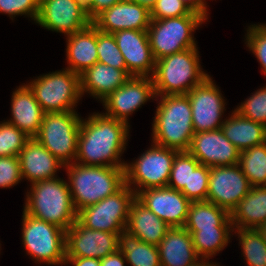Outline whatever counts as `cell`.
I'll return each instance as SVG.
<instances>
[{"instance_id": "cell-1", "label": "cell", "mask_w": 266, "mask_h": 266, "mask_svg": "<svg viewBox=\"0 0 266 266\" xmlns=\"http://www.w3.org/2000/svg\"><path fill=\"white\" fill-rule=\"evenodd\" d=\"M129 127L99 112L82 119L75 162L84 166L125 167L120 157L127 145Z\"/></svg>"}, {"instance_id": "cell-2", "label": "cell", "mask_w": 266, "mask_h": 266, "mask_svg": "<svg viewBox=\"0 0 266 266\" xmlns=\"http://www.w3.org/2000/svg\"><path fill=\"white\" fill-rule=\"evenodd\" d=\"M156 107L152 143L177 151H188L194 135L192 108L187 94L164 95Z\"/></svg>"}, {"instance_id": "cell-3", "label": "cell", "mask_w": 266, "mask_h": 266, "mask_svg": "<svg viewBox=\"0 0 266 266\" xmlns=\"http://www.w3.org/2000/svg\"><path fill=\"white\" fill-rule=\"evenodd\" d=\"M77 213L117 192L125 184V167L65 165Z\"/></svg>"}, {"instance_id": "cell-4", "label": "cell", "mask_w": 266, "mask_h": 266, "mask_svg": "<svg viewBox=\"0 0 266 266\" xmlns=\"http://www.w3.org/2000/svg\"><path fill=\"white\" fill-rule=\"evenodd\" d=\"M24 211L67 231L77 220L68 182L61 178L31 184Z\"/></svg>"}, {"instance_id": "cell-5", "label": "cell", "mask_w": 266, "mask_h": 266, "mask_svg": "<svg viewBox=\"0 0 266 266\" xmlns=\"http://www.w3.org/2000/svg\"><path fill=\"white\" fill-rule=\"evenodd\" d=\"M209 75L200 64L198 48H188L156 61L152 76L156 96L187 94Z\"/></svg>"}, {"instance_id": "cell-6", "label": "cell", "mask_w": 266, "mask_h": 266, "mask_svg": "<svg viewBox=\"0 0 266 266\" xmlns=\"http://www.w3.org/2000/svg\"><path fill=\"white\" fill-rule=\"evenodd\" d=\"M205 21L192 11L181 17L151 19L147 34L155 61L188 48H197L193 32Z\"/></svg>"}, {"instance_id": "cell-7", "label": "cell", "mask_w": 266, "mask_h": 266, "mask_svg": "<svg viewBox=\"0 0 266 266\" xmlns=\"http://www.w3.org/2000/svg\"><path fill=\"white\" fill-rule=\"evenodd\" d=\"M22 244L35 263L66 265V231L23 210Z\"/></svg>"}, {"instance_id": "cell-8", "label": "cell", "mask_w": 266, "mask_h": 266, "mask_svg": "<svg viewBox=\"0 0 266 266\" xmlns=\"http://www.w3.org/2000/svg\"><path fill=\"white\" fill-rule=\"evenodd\" d=\"M27 85L44 113L75 111L82 97L80 75L66 68L43 74Z\"/></svg>"}, {"instance_id": "cell-9", "label": "cell", "mask_w": 266, "mask_h": 266, "mask_svg": "<svg viewBox=\"0 0 266 266\" xmlns=\"http://www.w3.org/2000/svg\"><path fill=\"white\" fill-rule=\"evenodd\" d=\"M81 120L75 111L45 113L35 139L63 164L74 163Z\"/></svg>"}, {"instance_id": "cell-10", "label": "cell", "mask_w": 266, "mask_h": 266, "mask_svg": "<svg viewBox=\"0 0 266 266\" xmlns=\"http://www.w3.org/2000/svg\"><path fill=\"white\" fill-rule=\"evenodd\" d=\"M178 152L153 143L151 148L134 162L130 164L126 162L125 183L136 195L148 188L167 187L173 161Z\"/></svg>"}, {"instance_id": "cell-11", "label": "cell", "mask_w": 266, "mask_h": 266, "mask_svg": "<svg viewBox=\"0 0 266 266\" xmlns=\"http://www.w3.org/2000/svg\"><path fill=\"white\" fill-rule=\"evenodd\" d=\"M136 193L125 183L117 192L77 213L86 228L120 234L126 229L130 206Z\"/></svg>"}, {"instance_id": "cell-12", "label": "cell", "mask_w": 266, "mask_h": 266, "mask_svg": "<svg viewBox=\"0 0 266 266\" xmlns=\"http://www.w3.org/2000/svg\"><path fill=\"white\" fill-rule=\"evenodd\" d=\"M195 133L220 129L225 120V100L210 75L187 93Z\"/></svg>"}, {"instance_id": "cell-13", "label": "cell", "mask_w": 266, "mask_h": 266, "mask_svg": "<svg viewBox=\"0 0 266 266\" xmlns=\"http://www.w3.org/2000/svg\"><path fill=\"white\" fill-rule=\"evenodd\" d=\"M251 187L239 164L210 167L207 201L231 213Z\"/></svg>"}, {"instance_id": "cell-14", "label": "cell", "mask_w": 266, "mask_h": 266, "mask_svg": "<svg viewBox=\"0 0 266 266\" xmlns=\"http://www.w3.org/2000/svg\"><path fill=\"white\" fill-rule=\"evenodd\" d=\"M154 97L156 94L152 77L131 76L121 87L101 101L106 110L103 114L129 124V115Z\"/></svg>"}, {"instance_id": "cell-15", "label": "cell", "mask_w": 266, "mask_h": 266, "mask_svg": "<svg viewBox=\"0 0 266 266\" xmlns=\"http://www.w3.org/2000/svg\"><path fill=\"white\" fill-rule=\"evenodd\" d=\"M119 234L91 230L78 220L66 231V257L102 259L118 250Z\"/></svg>"}, {"instance_id": "cell-16", "label": "cell", "mask_w": 266, "mask_h": 266, "mask_svg": "<svg viewBox=\"0 0 266 266\" xmlns=\"http://www.w3.org/2000/svg\"><path fill=\"white\" fill-rule=\"evenodd\" d=\"M188 152L207 167L230 166L239 163L240 150L220 129L194 133Z\"/></svg>"}, {"instance_id": "cell-17", "label": "cell", "mask_w": 266, "mask_h": 266, "mask_svg": "<svg viewBox=\"0 0 266 266\" xmlns=\"http://www.w3.org/2000/svg\"><path fill=\"white\" fill-rule=\"evenodd\" d=\"M136 198L170 227H184L190 201L176 189L169 187L148 188Z\"/></svg>"}, {"instance_id": "cell-18", "label": "cell", "mask_w": 266, "mask_h": 266, "mask_svg": "<svg viewBox=\"0 0 266 266\" xmlns=\"http://www.w3.org/2000/svg\"><path fill=\"white\" fill-rule=\"evenodd\" d=\"M35 23L68 36L83 30L92 22L74 0H40L39 15Z\"/></svg>"}, {"instance_id": "cell-19", "label": "cell", "mask_w": 266, "mask_h": 266, "mask_svg": "<svg viewBox=\"0 0 266 266\" xmlns=\"http://www.w3.org/2000/svg\"><path fill=\"white\" fill-rule=\"evenodd\" d=\"M117 46L131 76L152 77L156 61L153 57L147 30H120L113 33Z\"/></svg>"}, {"instance_id": "cell-20", "label": "cell", "mask_w": 266, "mask_h": 266, "mask_svg": "<svg viewBox=\"0 0 266 266\" xmlns=\"http://www.w3.org/2000/svg\"><path fill=\"white\" fill-rule=\"evenodd\" d=\"M150 20V11L146 7L123 0L103 10L92 21V24L102 32L113 34L126 29L147 30Z\"/></svg>"}, {"instance_id": "cell-21", "label": "cell", "mask_w": 266, "mask_h": 266, "mask_svg": "<svg viewBox=\"0 0 266 266\" xmlns=\"http://www.w3.org/2000/svg\"><path fill=\"white\" fill-rule=\"evenodd\" d=\"M22 179L35 183L57 178L59 168L65 167L38 140L30 138L18 155Z\"/></svg>"}, {"instance_id": "cell-22", "label": "cell", "mask_w": 266, "mask_h": 266, "mask_svg": "<svg viewBox=\"0 0 266 266\" xmlns=\"http://www.w3.org/2000/svg\"><path fill=\"white\" fill-rule=\"evenodd\" d=\"M11 99L12 118L7 122L16 126L28 137L35 138L45 113L33 92L27 84H24L13 91Z\"/></svg>"}, {"instance_id": "cell-23", "label": "cell", "mask_w": 266, "mask_h": 266, "mask_svg": "<svg viewBox=\"0 0 266 266\" xmlns=\"http://www.w3.org/2000/svg\"><path fill=\"white\" fill-rule=\"evenodd\" d=\"M157 247L161 266H190L201 259L184 227H170Z\"/></svg>"}, {"instance_id": "cell-24", "label": "cell", "mask_w": 266, "mask_h": 266, "mask_svg": "<svg viewBox=\"0 0 266 266\" xmlns=\"http://www.w3.org/2000/svg\"><path fill=\"white\" fill-rule=\"evenodd\" d=\"M130 77L127 69H117L97 62L80 75L81 94L83 96L87 92L101 102Z\"/></svg>"}, {"instance_id": "cell-25", "label": "cell", "mask_w": 266, "mask_h": 266, "mask_svg": "<svg viewBox=\"0 0 266 266\" xmlns=\"http://www.w3.org/2000/svg\"><path fill=\"white\" fill-rule=\"evenodd\" d=\"M66 37V58L69 64L66 69L81 75L98 62L97 28L91 23L83 30Z\"/></svg>"}, {"instance_id": "cell-26", "label": "cell", "mask_w": 266, "mask_h": 266, "mask_svg": "<svg viewBox=\"0 0 266 266\" xmlns=\"http://www.w3.org/2000/svg\"><path fill=\"white\" fill-rule=\"evenodd\" d=\"M170 228L137 198L130 206L126 231L143 242L158 246Z\"/></svg>"}, {"instance_id": "cell-27", "label": "cell", "mask_w": 266, "mask_h": 266, "mask_svg": "<svg viewBox=\"0 0 266 266\" xmlns=\"http://www.w3.org/2000/svg\"><path fill=\"white\" fill-rule=\"evenodd\" d=\"M225 137L240 151L266 142V127L254 122L236 110L221 126Z\"/></svg>"}, {"instance_id": "cell-28", "label": "cell", "mask_w": 266, "mask_h": 266, "mask_svg": "<svg viewBox=\"0 0 266 266\" xmlns=\"http://www.w3.org/2000/svg\"><path fill=\"white\" fill-rule=\"evenodd\" d=\"M233 227L257 229L266 222V187L252 186L230 213Z\"/></svg>"}, {"instance_id": "cell-29", "label": "cell", "mask_w": 266, "mask_h": 266, "mask_svg": "<svg viewBox=\"0 0 266 266\" xmlns=\"http://www.w3.org/2000/svg\"><path fill=\"white\" fill-rule=\"evenodd\" d=\"M184 228L186 230H208L233 228L230 213L212 202H191Z\"/></svg>"}, {"instance_id": "cell-30", "label": "cell", "mask_w": 266, "mask_h": 266, "mask_svg": "<svg viewBox=\"0 0 266 266\" xmlns=\"http://www.w3.org/2000/svg\"><path fill=\"white\" fill-rule=\"evenodd\" d=\"M118 250L131 266H161L158 247L141 241L126 230L119 234Z\"/></svg>"}, {"instance_id": "cell-31", "label": "cell", "mask_w": 266, "mask_h": 266, "mask_svg": "<svg viewBox=\"0 0 266 266\" xmlns=\"http://www.w3.org/2000/svg\"><path fill=\"white\" fill-rule=\"evenodd\" d=\"M234 228L208 230H187L193 239V246L201 259H210L222 251L230 242Z\"/></svg>"}, {"instance_id": "cell-32", "label": "cell", "mask_w": 266, "mask_h": 266, "mask_svg": "<svg viewBox=\"0 0 266 266\" xmlns=\"http://www.w3.org/2000/svg\"><path fill=\"white\" fill-rule=\"evenodd\" d=\"M238 164L251 186H262L266 180V142L241 151Z\"/></svg>"}, {"instance_id": "cell-33", "label": "cell", "mask_w": 266, "mask_h": 266, "mask_svg": "<svg viewBox=\"0 0 266 266\" xmlns=\"http://www.w3.org/2000/svg\"><path fill=\"white\" fill-rule=\"evenodd\" d=\"M248 266H266V242L258 229L233 227Z\"/></svg>"}, {"instance_id": "cell-34", "label": "cell", "mask_w": 266, "mask_h": 266, "mask_svg": "<svg viewBox=\"0 0 266 266\" xmlns=\"http://www.w3.org/2000/svg\"><path fill=\"white\" fill-rule=\"evenodd\" d=\"M210 167L202 165L190 154V178L189 188H183L181 192L190 202L207 201Z\"/></svg>"}, {"instance_id": "cell-35", "label": "cell", "mask_w": 266, "mask_h": 266, "mask_svg": "<svg viewBox=\"0 0 266 266\" xmlns=\"http://www.w3.org/2000/svg\"><path fill=\"white\" fill-rule=\"evenodd\" d=\"M98 62L117 69H127L125 59L117 46L112 33L102 32L97 29Z\"/></svg>"}, {"instance_id": "cell-36", "label": "cell", "mask_w": 266, "mask_h": 266, "mask_svg": "<svg viewBox=\"0 0 266 266\" xmlns=\"http://www.w3.org/2000/svg\"><path fill=\"white\" fill-rule=\"evenodd\" d=\"M30 139L13 124L0 123V157L17 156Z\"/></svg>"}, {"instance_id": "cell-37", "label": "cell", "mask_w": 266, "mask_h": 266, "mask_svg": "<svg viewBox=\"0 0 266 266\" xmlns=\"http://www.w3.org/2000/svg\"><path fill=\"white\" fill-rule=\"evenodd\" d=\"M235 110L242 116L266 127V86L252 93Z\"/></svg>"}, {"instance_id": "cell-38", "label": "cell", "mask_w": 266, "mask_h": 266, "mask_svg": "<svg viewBox=\"0 0 266 266\" xmlns=\"http://www.w3.org/2000/svg\"><path fill=\"white\" fill-rule=\"evenodd\" d=\"M190 153L180 151L175 155L167 187L181 191L189 188Z\"/></svg>"}, {"instance_id": "cell-39", "label": "cell", "mask_w": 266, "mask_h": 266, "mask_svg": "<svg viewBox=\"0 0 266 266\" xmlns=\"http://www.w3.org/2000/svg\"><path fill=\"white\" fill-rule=\"evenodd\" d=\"M245 44L256 56L266 75V24L249 26Z\"/></svg>"}, {"instance_id": "cell-40", "label": "cell", "mask_w": 266, "mask_h": 266, "mask_svg": "<svg viewBox=\"0 0 266 266\" xmlns=\"http://www.w3.org/2000/svg\"><path fill=\"white\" fill-rule=\"evenodd\" d=\"M40 0H0V13L8 14L13 20L17 15H27L36 22Z\"/></svg>"}, {"instance_id": "cell-41", "label": "cell", "mask_w": 266, "mask_h": 266, "mask_svg": "<svg viewBox=\"0 0 266 266\" xmlns=\"http://www.w3.org/2000/svg\"><path fill=\"white\" fill-rule=\"evenodd\" d=\"M191 11L181 0H157L150 10L151 19L186 16Z\"/></svg>"}, {"instance_id": "cell-42", "label": "cell", "mask_w": 266, "mask_h": 266, "mask_svg": "<svg viewBox=\"0 0 266 266\" xmlns=\"http://www.w3.org/2000/svg\"><path fill=\"white\" fill-rule=\"evenodd\" d=\"M22 179L17 156L0 157V188H10Z\"/></svg>"}, {"instance_id": "cell-43", "label": "cell", "mask_w": 266, "mask_h": 266, "mask_svg": "<svg viewBox=\"0 0 266 266\" xmlns=\"http://www.w3.org/2000/svg\"><path fill=\"white\" fill-rule=\"evenodd\" d=\"M190 11L200 14L208 19L207 2L205 0H181Z\"/></svg>"}, {"instance_id": "cell-44", "label": "cell", "mask_w": 266, "mask_h": 266, "mask_svg": "<svg viewBox=\"0 0 266 266\" xmlns=\"http://www.w3.org/2000/svg\"><path fill=\"white\" fill-rule=\"evenodd\" d=\"M124 255L117 250L115 253L107 255L106 257L100 259V266H126Z\"/></svg>"}, {"instance_id": "cell-45", "label": "cell", "mask_w": 266, "mask_h": 266, "mask_svg": "<svg viewBox=\"0 0 266 266\" xmlns=\"http://www.w3.org/2000/svg\"><path fill=\"white\" fill-rule=\"evenodd\" d=\"M68 263L74 266H100V259L86 257H66L65 264Z\"/></svg>"}, {"instance_id": "cell-46", "label": "cell", "mask_w": 266, "mask_h": 266, "mask_svg": "<svg viewBox=\"0 0 266 266\" xmlns=\"http://www.w3.org/2000/svg\"><path fill=\"white\" fill-rule=\"evenodd\" d=\"M78 8L92 22L94 20V7L92 0H74Z\"/></svg>"}, {"instance_id": "cell-47", "label": "cell", "mask_w": 266, "mask_h": 266, "mask_svg": "<svg viewBox=\"0 0 266 266\" xmlns=\"http://www.w3.org/2000/svg\"><path fill=\"white\" fill-rule=\"evenodd\" d=\"M123 0H92L94 7V19L100 14L103 10L111 8L114 4L121 2Z\"/></svg>"}, {"instance_id": "cell-48", "label": "cell", "mask_w": 266, "mask_h": 266, "mask_svg": "<svg viewBox=\"0 0 266 266\" xmlns=\"http://www.w3.org/2000/svg\"><path fill=\"white\" fill-rule=\"evenodd\" d=\"M129 1L135 2L141 6H144L150 11L157 0H129Z\"/></svg>"}, {"instance_id": "cell-49", "label": "cell", "mask_w": 266, "mask_h": 266, "mask_svg": "<svg viewBox=\"0 0 266 266\" xmlns=\"http://www.w3.org/2000/svg\"><path fill=\"white\" fill-rule=\"evenodd\" d=\"M208 259H200L196 263L190 265V266H219L218 263L212 264L211 262L207 261Z\"/></svg>"}, {"instance_id": "cell-50", "label": "cell", "mask_w": 266, "mask_h": 266, "mask_svg": "<svg viewBox=\"0 0 266 266\" xmlns=\"http://www.w3.org/2000/svg\"><path fill=\"white\" fill-rule=\"evenodd\" d=\"M260 233L262 234V236L264 237L265 239V242H266V222L263 223L260 227L257 228Z\"/></svg>"}]
</instances>
